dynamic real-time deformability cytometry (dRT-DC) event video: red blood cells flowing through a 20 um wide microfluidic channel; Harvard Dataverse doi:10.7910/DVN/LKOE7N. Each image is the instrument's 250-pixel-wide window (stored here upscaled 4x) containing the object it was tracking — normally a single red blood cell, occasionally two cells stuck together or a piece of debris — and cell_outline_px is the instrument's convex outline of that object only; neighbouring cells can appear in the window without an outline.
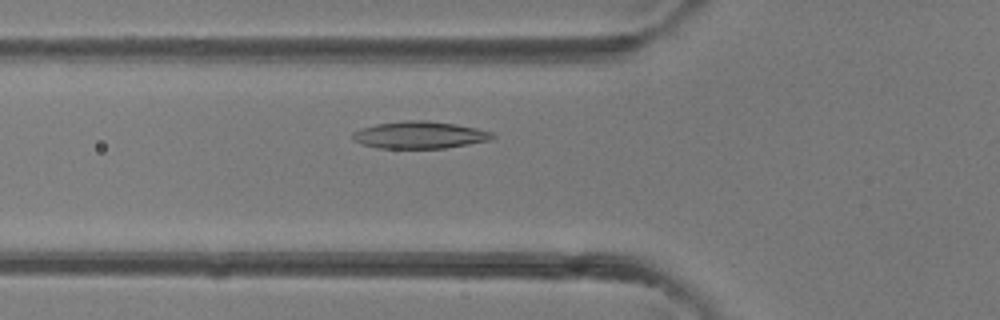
{"species": "common noctule bat (a hibernating species)", "species_latin": "Nyctalus noctula", "temperature_condition": "room temperature", "stored_images_in_passage": 32, "camera_frame_rate_fps": 3000, "um_per_image_px": 0.085, "animal": {"sex": "female"}, "frame": {"image": 1, "passage_image": 5, "time_ms": 1.333, "image_size_px": [1000, 320], "cell_outline_px": [[496, 136], [492, 140], [444, 148], [376, 148], [360, 144], [352, 140], [352, 132], [360, 128], [376, 124], [404, 120], [424, 120], [456, 124], [476, 128], [492, 132]], "centroid_in_image_um": [35.64, 11.47], "position_along_channel_um": 90.2, "area_um2": 22.31}}
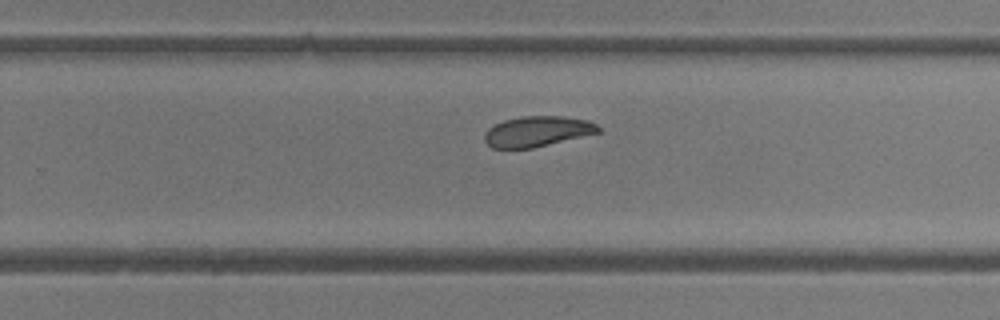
{"frame": {"image": 2, "passage_image": 17, "time_ms": 5.333, "image_size_px": [1000, 320], "cell_outline_px": [[600, 132], [532, 148], [492, 148], [484, 140], [484, 132], [488, 128], [504, 120], [520, 116], [564, 116], [588, 120], [596, 124], [600, 128]], "centroid_in_image_um": [45.65, 11.16], "position_along_channel_um": 284.1, "area_um2": 20.11}}
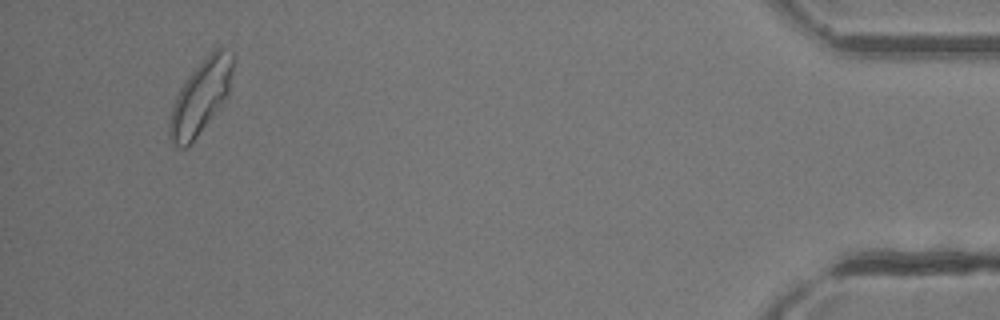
{"frame": {"image": 3, "passage_image": 30, "time_ms": 9.667, "image_size_px": [1000, 320], "cell_outline_px": [[236, 60], [228, 96], [192, 144], [188, 148], [180, 148], [168, 136], [168, 124], [172, 104], [180, 88], [188, 76], [216, 48], [224, 48], [232, 52]], "centroid_in_image_um": [17.08, 8.26], "position_along_channel_um": 418.1, "area_um2": 27.4}}